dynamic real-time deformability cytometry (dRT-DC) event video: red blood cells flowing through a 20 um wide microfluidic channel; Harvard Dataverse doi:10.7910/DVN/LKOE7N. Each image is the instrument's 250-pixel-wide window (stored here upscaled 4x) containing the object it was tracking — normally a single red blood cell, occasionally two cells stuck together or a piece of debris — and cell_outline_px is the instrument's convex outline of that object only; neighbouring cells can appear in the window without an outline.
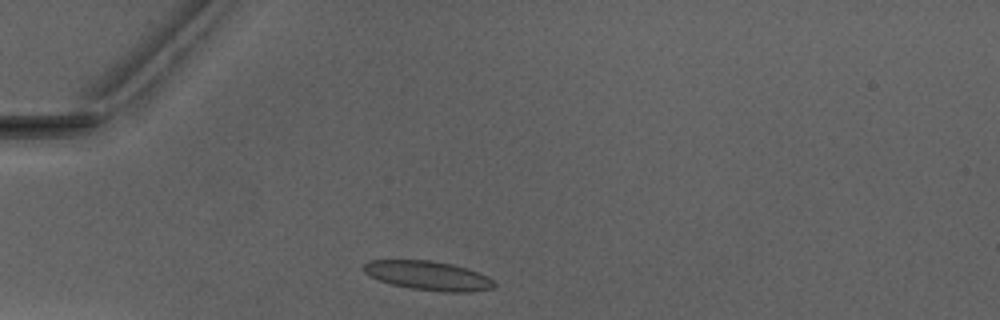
{"species": "Egyptian fruit bat (a non-hibernating species)", "species_latin": "Rousettus aegyptiacus", "temperature_condition": "warm", "stored_images_in_passage": 28, "camera_frame_rate_fps": 3000, "um_per_image_px": 0.085, "animal": {"sex": "male"}, "frame": {"image": 1, "passage_image": 1, "time_ms": 0.0, "image_size_px": [1000, 320], "cell_outline_px": [[496, 284], [492, 288], [468, 292], [444, 292], [412, 288], [392, 284], [380, 280], [364, 272], [364, 264], [368, 260], [432, 260], [452, 264], [488, 276]], "centroid_in_image_um": [36.39, 23.42], "position_along_channel_um": 48.6, "area_um2": 21.85}}
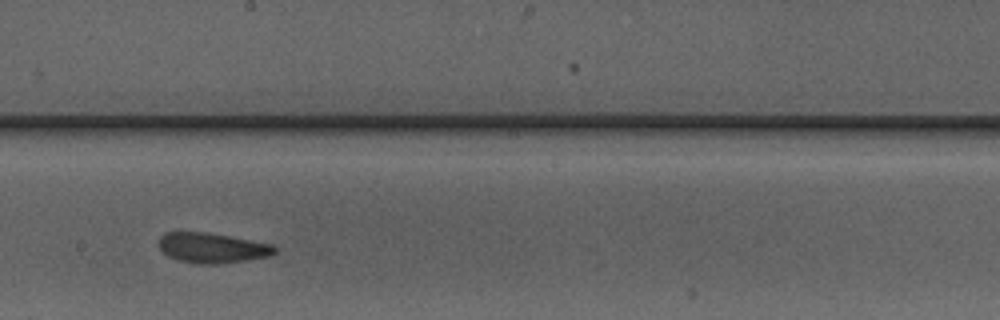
{"frame": {"image": 2, "passage_image": 16, "time_ms": 5.0, "image_size_px": [1000, 320], "cell_outline_px": [[276, 252], [268, 256], [244, 260], [216, 264], [200, 264], [180, 260], [168, 256], [160, 248], [160, 236], [164, 232], [204, 232], [228, 236], [272, 244], [276, 248]], "centroid_in_image_um": [18.02, 21.06], "position_along_channel_um": 230.2, "area_um2": 19.94}}
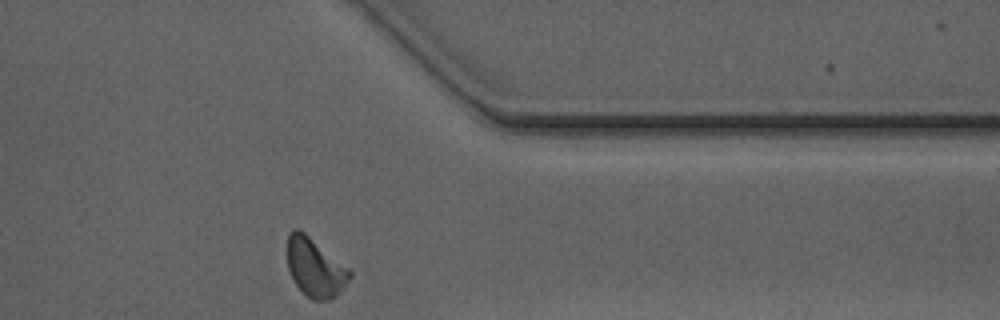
{"frame": {"image": 3, "passage_image": 28, "time_ms": 9.0, "image_size_px": [1000, 320], "cell_outline_px": [[352, 276], [340, 292], [336, 296], [328, 300], [312, 300], [292, 280], [288, 268], [288, 232], [292, 228], [300, 228], [348, 268], [352, 272]], "centroid_in_image_um": [26.77, 22.72], "position_along_channel_um": 384.6, "area_um2": 21.21}, "authors_computed_cell_mechanics": {"area_um2": 21.0392, "velocity_mm_per_s": 4.0701, "shape_relaxation_time_tau1_ms": 4.3613, "shape_relaxation_time_tau2_ms": 1.6699, "deformation_change_tau1": 0.1601, "deformation_change_tau2": 0.1071}}